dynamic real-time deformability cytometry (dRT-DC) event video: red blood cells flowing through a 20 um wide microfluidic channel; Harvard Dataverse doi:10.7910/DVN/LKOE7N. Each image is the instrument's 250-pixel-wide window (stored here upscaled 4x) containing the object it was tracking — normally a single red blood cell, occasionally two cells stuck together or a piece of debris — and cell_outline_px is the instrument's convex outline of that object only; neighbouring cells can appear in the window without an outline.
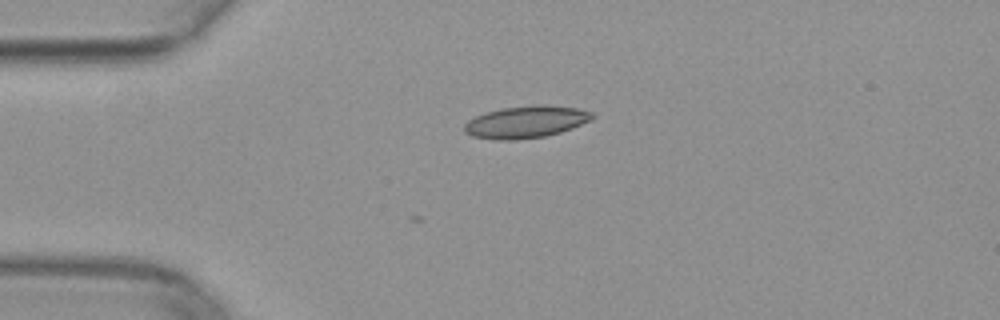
{"species": "common noctule bat (a hibernating species)", "species_latin": "Nyctalus noctula", "temperature_condition": "warm", "stored_images_in_passage": 5, "camera_frame_rate_fps": 3000, "um_per_image_px": 0.085, "animal": {"sex": "female", "body_mass_g": 29.2, "forearm_length_mm": 56.3}, "frame": {"image": 1, "passage_image": 1, "time_ms": 0.0, "image_size_px": [1000, 320], "cell_outline_px": [[596, 116], [592, 120], [572, 128], [560, 132], [544, 136], [516, 140], [496, 140], [472, 136], [464, 132], [464, 124], [468, 120], [484, 112], [500, 108], [536, 104], [548, 104], [576, 108], [592, 112]], "centroid_in_image_um": [44.7, 10.35], "position_along_channel_um": 40.3, "area_um2": 24.22}}